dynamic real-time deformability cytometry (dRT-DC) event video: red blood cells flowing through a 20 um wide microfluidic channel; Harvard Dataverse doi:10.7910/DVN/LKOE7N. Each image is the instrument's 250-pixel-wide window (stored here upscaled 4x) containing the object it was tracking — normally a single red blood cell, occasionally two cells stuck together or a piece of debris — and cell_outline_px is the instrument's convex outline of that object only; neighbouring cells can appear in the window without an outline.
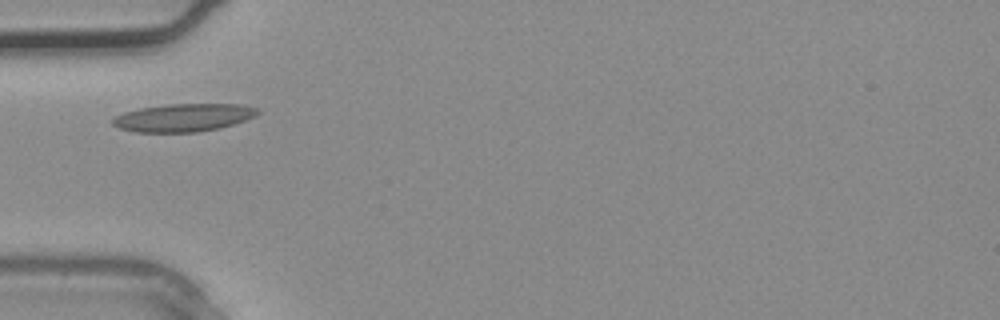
{"species": "common noctule bat (a hibernating species)", "species_latin": "Nyctalus noctula", "temperature_condition": "warm", "stored_images_in_passage": 2, "camera_frame_rate_fps": 3000, "um_per_image_px": 0.085, "animal": {"sex": "male", "body_mass_g": 20.4}, "frame": {"image": 1, "passage_image": 2, "time_ms": 0.333, "image_size_px": [1000, 320], "cell_outline_px": [[260, 112], [256, 116], [220, 128], [200, 132], [136, 132], [120, 128], [112, 124], [112, 120], [116, 116], [124, 112], [140, 108], [168, 104], [240, 104], [260, 108]], "centroid_in_image_um": [15.63, 9.99], "position_along_channel_um": 69.4, "area_um2": 23.58}}